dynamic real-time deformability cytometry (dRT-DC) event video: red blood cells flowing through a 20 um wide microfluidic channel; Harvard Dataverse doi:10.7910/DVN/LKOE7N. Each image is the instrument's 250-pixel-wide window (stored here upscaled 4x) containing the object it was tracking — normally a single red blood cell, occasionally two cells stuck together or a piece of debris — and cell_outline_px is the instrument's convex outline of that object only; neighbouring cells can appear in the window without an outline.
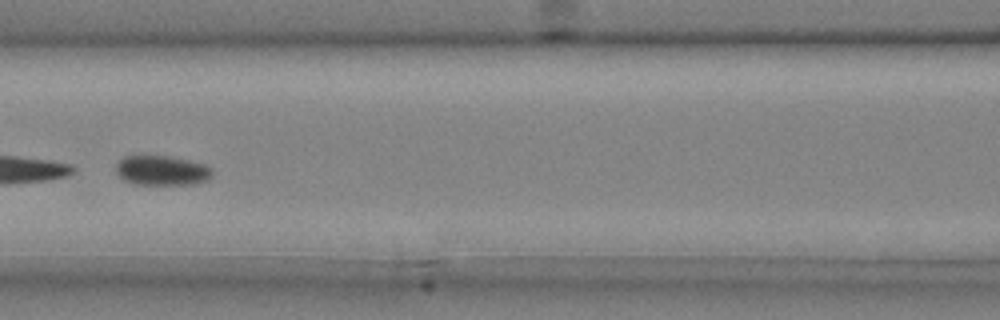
{"species": "common noctule bat (a hibernating species)", "species_latin": "Nyctalus noctula", "temperature_condition": "cold", "stored_images_in_passage": 5, "camera_frame_rate_fps": 3000, "um_per_image_px": 0.085, "animal": {"sex": "male", "body_mass_g": 20.4}, "frame": {"image": 1, "passage_image": 5, "time_ms": 1.333, "image_size_px": [1000, 320], "cell_outline_px": [[212, 176], [208, 180], [192, 184], [136, 184], [124, 180], [116, 172], [116, 164], [124, 156], [168, 156], [188, 160], [204, 164], [212, 168]], "centroid_in_image_um": [13.77, 14.49], "position_along_channel_um": 152.8, "area_um2": 16.59}}